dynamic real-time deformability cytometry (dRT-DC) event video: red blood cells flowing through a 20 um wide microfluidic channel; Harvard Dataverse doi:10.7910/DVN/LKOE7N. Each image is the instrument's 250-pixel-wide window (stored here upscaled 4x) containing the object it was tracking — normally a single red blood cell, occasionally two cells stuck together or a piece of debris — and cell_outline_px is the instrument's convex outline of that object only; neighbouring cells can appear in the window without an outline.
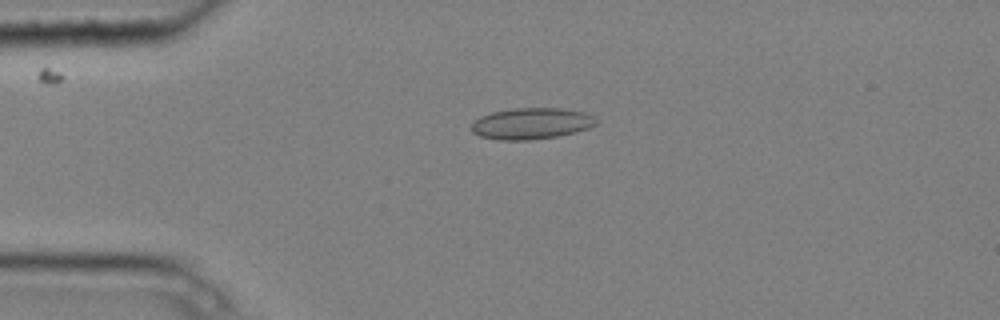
{"species": "common noctule bat (a hibernating species)", "species_latin": "Nyctalus noctula", "temperature_condition": "cold", "stored_images_in_passage": 8, "camera_frame_rate_fps": 3000, "um_per_image_px": 0.085, "animal": {"sex": "male", "body_mass_g": 20.4}, "frame": {"image": 1, "passage_image": 3, "time_ms": 0.667, "image_size_px": [1000, 320], "cell_outline_px": [[600, 120], [596, 124], [588, 128], [576, 132], [556, 136], [528, 140], [496, 140], [480, 136], [472, 132], [472, 124], [480, 116], [492, 112], [512, 108], [564, 108], [584, 112], [596, 116]], "centroid_in_image_um": [45.2, 10.49], "position_along_channel_um": 39.8, "area_um2": 22.95}}
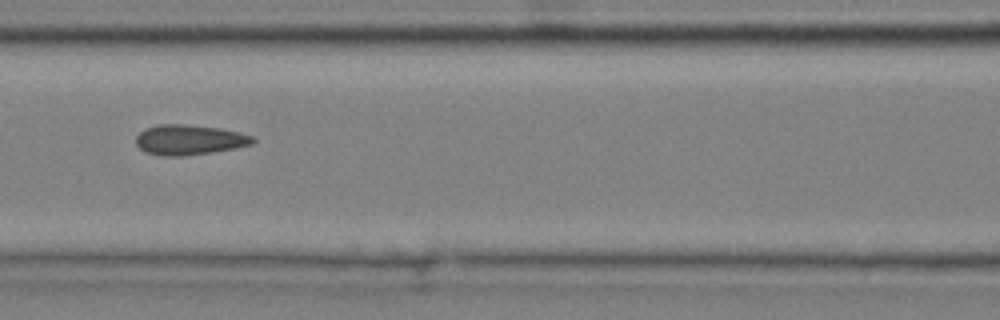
{"frame": {"image": 2, "passage_image": 6, "time_ms": 1.667, "image_size_px": [1000, 320], "cell_outline_px": [[256, 140], [252, 144], [212, 152], [184, 156], [160, 156], [144, 152], [136, 144], [136, 136], [144, 128], [160, 124], [188, 124], [220, 128], [256, 136]], "centroid_in_image_um": [16.07, 11.88], "position_along_channel_um": 150.5, "area_um2": 20.69}}
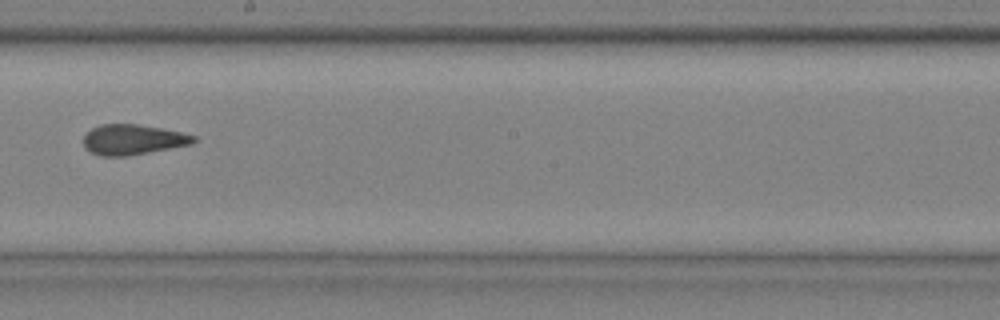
{"frame": {"image": 3, "passage_image": 8, "time_ms": 2.333, "image_size_px": [1000, 320], "cell_outline_px": [[196, 140], [192, 144], [128, 156], [100, 156], [84, 148], [84, 136], [92, 128], [100, 124], [136, 124], [160, 128], [180, 132], [196, 136]], "centroid_in_image_um": [11.28, 11.87], "position_along_channel_um": 236.9, "area_um2": 19.31}}